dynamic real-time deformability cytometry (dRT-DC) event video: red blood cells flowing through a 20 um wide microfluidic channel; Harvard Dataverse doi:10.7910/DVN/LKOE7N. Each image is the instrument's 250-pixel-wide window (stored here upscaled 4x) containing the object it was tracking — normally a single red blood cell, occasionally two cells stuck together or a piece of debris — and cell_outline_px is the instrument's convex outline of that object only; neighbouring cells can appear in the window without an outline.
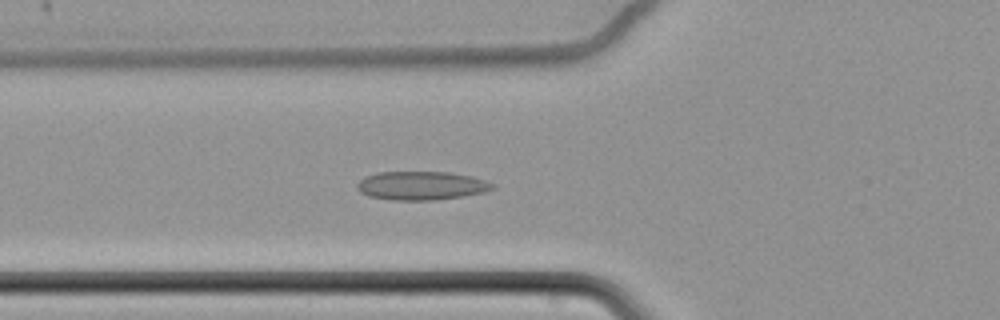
{"species": "common noctule bat (a hibernating species)", "species_latin": "Nyctalus noctula", "temperature_condition": "cold", "stored_images_in_passage": 48, "camera_frame_rate_fps": 3000, "um_per_image_px": 0.085, "animal": {"sex": "female", "body_mass_g": 22.7, "forearm_length_mm": 54.2}, "frame": {"image": 1, "passage_image": 10, "time_ms": 3.0, "image_size_px": [1000, 320], "cell_outline_px": [[496, 188], [484, 192], [464, 196], [436, 200], [392, 200], [368, 196], [360, 192], [356, 188], [356, 184], [364, 176], [380, 172], [448, 172], [472, 176], [496, 184]], "centroid_in_image_um": [35.82, 15.78], "position_along_channel_um": 90.0, "area_um2": 22.77}}
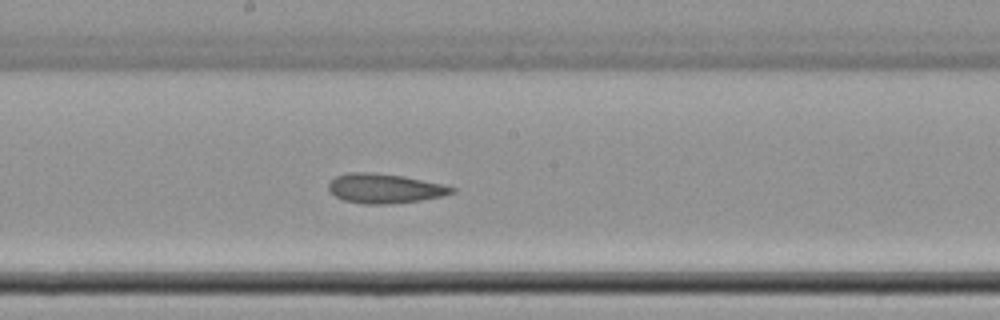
{"frame": {"image": 2, "passage_image": 21, "time_ms": 6.667, "image_size_px": [1000, 320], "cell_outline_px": [[456, 192], [444, 196], [420, 200], [388, 204], [364, 204], [344, 200], [336, 196], [328, 188], [328, 184], [336, 176], [348, 172], [372, 172], [404, 176], [444, 184], [456, 188]], "centroid_in_image_um": [32.74, 16.01], "position_along_channel_um": 215.5, "area_um2": 21.27}}
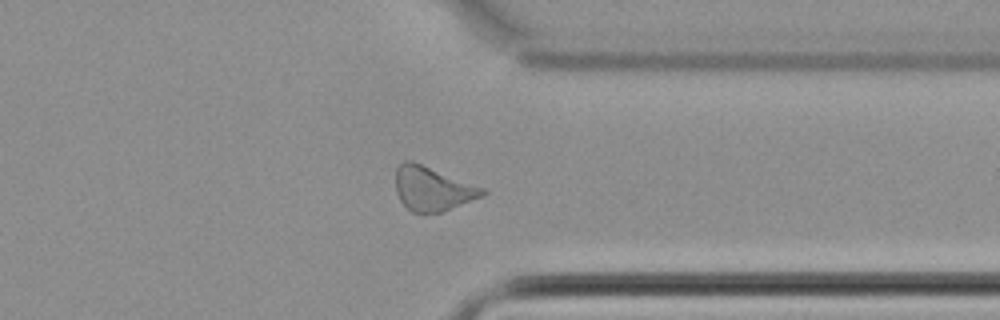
{"frame": {"image": 3, "passage_image": 35, "time_ms": 11.333, "image_size_px": [1000, 320], "cell_outline_px": [[488, 192], [484, 196], [440, 212], [412, 212], [400, 200], [396, 192], [396, 168], [404, 160], [412, 160], [488, 188]], "centroid_in_image_um": [36.81, 16.01], "position_along_channel_um": 374.6, "area_um2": 22.6}, "authors_computed_cell_mechanics": {"area_um2": 22.2241, "velocity_mm_per_s": 3.4307, "shape_relaxation_time_tau1_ms": null, "shape_relaxation_time_tau2_ms": 3.8471, "deformation_change_tau1": null, "deformation_change_tau2": 0.1052}}